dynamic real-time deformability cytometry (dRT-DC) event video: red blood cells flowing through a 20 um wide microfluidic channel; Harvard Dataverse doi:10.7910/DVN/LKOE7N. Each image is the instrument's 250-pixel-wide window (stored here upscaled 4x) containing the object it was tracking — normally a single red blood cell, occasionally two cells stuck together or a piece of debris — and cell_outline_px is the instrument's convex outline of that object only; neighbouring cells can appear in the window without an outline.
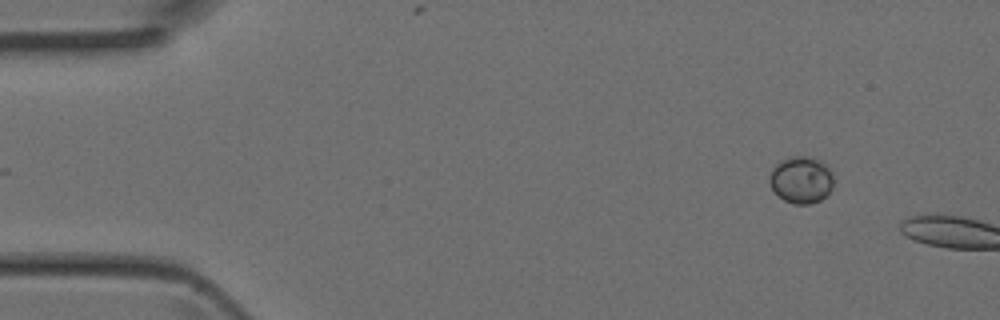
{"species": "Egyptian fruit bat (a non-hibernating species)", "species_latin": "Rousettus aegyptiacus", "temperature_condition": "room temperature", "stored_images_in_passage": 2, "camera_frame_rate_fps": 3000, "um_per_image_px": 0.085, "animal": {"sex": "female"}, "frame": {"image": 1, "passage_image": 2, "time_ms": 0.333, "image_size_px": [1000, 320], "cell_outline_px": [[832, 188], [820, 200], [812, 204], [796, 204], [784, 200], [772, 188], [768, 176], [772, 168], [776, 164], [784, 160], [796, 156], [808, 156], [820, 160], [828, 164], [832, 172]], "centroid_in_image_um": [68.12, 15.27], "position_along_channel_um": 16.9, "area_um2": 17.4}}